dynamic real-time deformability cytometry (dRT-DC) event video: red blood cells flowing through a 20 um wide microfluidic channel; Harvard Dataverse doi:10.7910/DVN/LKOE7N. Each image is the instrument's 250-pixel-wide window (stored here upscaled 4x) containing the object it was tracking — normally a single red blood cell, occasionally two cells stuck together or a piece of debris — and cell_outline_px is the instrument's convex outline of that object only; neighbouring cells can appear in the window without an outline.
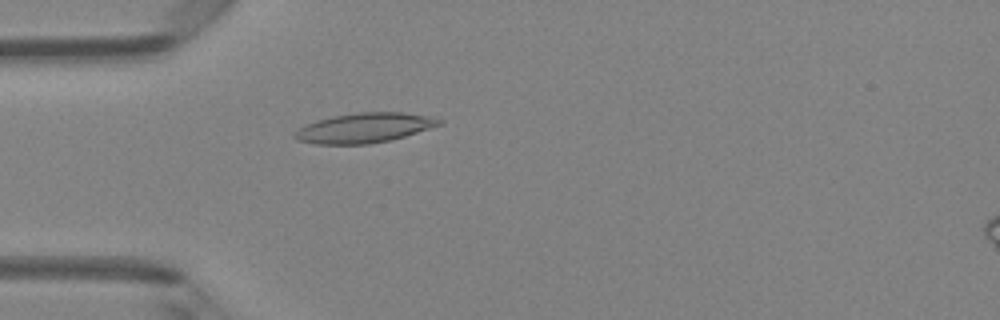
{"species": "Egyptian fruit bat (a non-hibernating species)", "species_latin": "Rousettus aegyptiacus", "temperature_condition": "room temperature", "stored_images_in_passage": 48, "camera_frame_rate_fps": 3000, "um_per_image_px": 0.085, "animal": {"sex": "female"}, "frame": {"image": 1, "passage_image": 14, "time_ms": 4.333, "image_size_px": [1000, 320], "cell_outline_px": [[444, 124], [392, 140], [368, 144], [316, 144], [296, 140], [292, 136], [304, 124], [316, 120], [332, 116], [356, 112], [400, 112], [436, 116], [444, 120]], "centroid_in_image_um": [31.02, 10.86], "position_along_channel_um": 54.0, "area_um2": 25.49}}
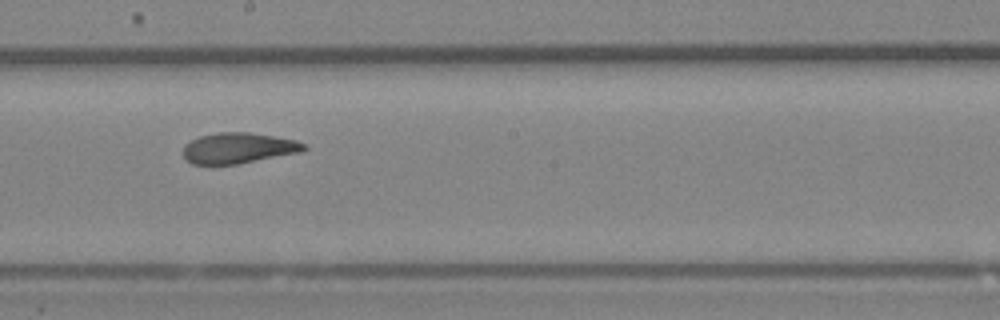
{"frame": {"image": 2, "passage_image": 27, "time_ms": 8.667, "image_size_px": [1000, 320], "cell_outline_px": [[308, 148], [304, 152], [236, 164], [192, 164], [184, 156], [184, 144], [200, 136], [220, 132], [248, 132], [296, 140], [308, 144]], "centroid_in_image_um": [20.33, 12.58], "position_along_channel_um": 227.9, "area_um2": 21.62}}
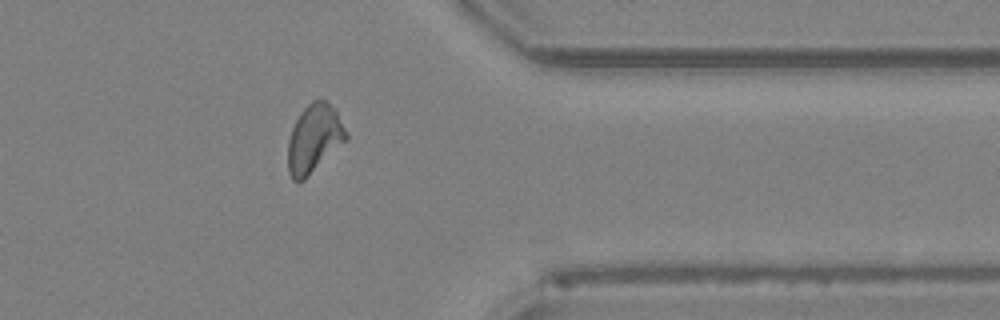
{"frame": {"image": 3, "passage_image": 39, "time_ms": 12.667, "image_size_px": [1000, 320], "cell_outline_px": [[348, 136], [304, 180], [296, 184], [292, 180], [288, 172], [288, 140], [292, 128], [300, 112], [312, 100], [324, 100], [336, 108]], "centroid_in_image_um": [26.66, 11.77], "position_along_channel_um": 384.7, "area_um2": 22.83}, "authors_computed_cell_mechanics": {"area_um2": 22.831, "velocity_mm_per_s": 4.1957, "shape_relaxation_time_tau1_ms": 5.2863, "shape_relaxation_time_tau2_ms": 2.0709, "deformation_change_tau1": 0.1548, "deformation_change_tau2": 0.093}}